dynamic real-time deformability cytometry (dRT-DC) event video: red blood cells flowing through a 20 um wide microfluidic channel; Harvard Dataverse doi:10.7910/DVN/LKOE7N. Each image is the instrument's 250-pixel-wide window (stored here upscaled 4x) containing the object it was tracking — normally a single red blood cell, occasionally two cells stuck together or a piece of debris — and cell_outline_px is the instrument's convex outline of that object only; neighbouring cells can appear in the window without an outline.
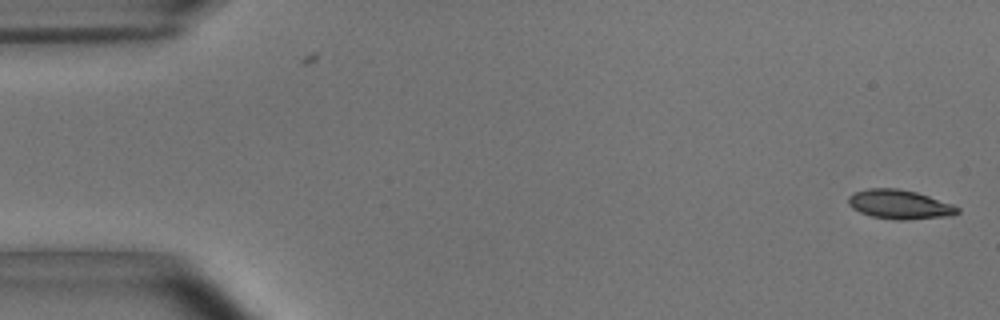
{"species": "common noctule bat (a hibernating species)", "species_latin": "Nyctalus noctula", "temperature_condition": "room temperature", "stored_images_in_passage": 9, "camera_frame_rate_fps": 3000, "um_per_image_px": 0.085, "animal": {"sex": "male", "body_mass_g": 15.6}, "frame": {"image": 1, "passage_image": 1, "time_ms": 0.0, "image_size_px": [1000, 320], "cell_outline_px": [[960, 212], [952, 216], [904, 220], [900, 220], [872, 216], [860, 212], [852, 208], [848, 204], [848, 196], [852, 192], [868, 188], [896, 188], [916, 192], [952, 204], [960, 208]], "centroid_in_image_um": [76.45, 17.37], "position_along_channel_um": 8.5, "area_um2": 18.61}}